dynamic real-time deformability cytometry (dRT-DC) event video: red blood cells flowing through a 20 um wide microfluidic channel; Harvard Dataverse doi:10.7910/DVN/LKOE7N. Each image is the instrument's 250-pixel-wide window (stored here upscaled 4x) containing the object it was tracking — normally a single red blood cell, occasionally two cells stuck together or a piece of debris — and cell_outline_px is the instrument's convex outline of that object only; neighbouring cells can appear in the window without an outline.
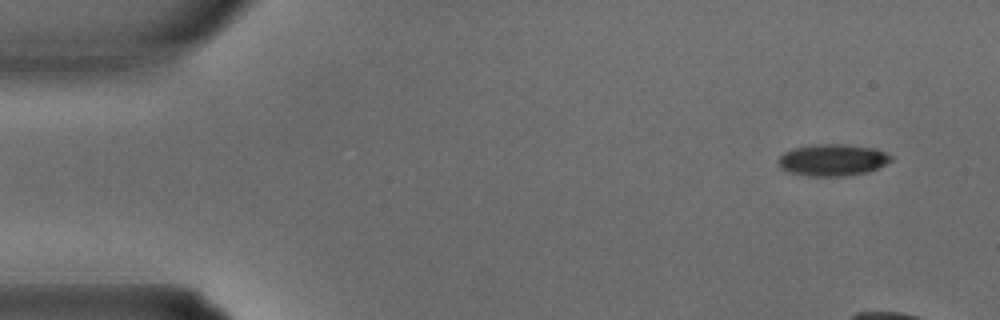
{"species": "common noctule bat (a hibernating species)", "species_latin": "Nyctalus noctula", "temperature_condition": "warm", "stored_images_in_passage": 5, "segment_of_instrument_passage": [1, 2], "camera_frame_rate_fps": 3000, "um_per_image_px": 0.085, "animal": {"sex": "male", "body_mass_g": 15.6}, "frame": {"image": 1, "passage_image": 1, "time_ms": 0.0, "image_size_px": [1000, 320], "cell_outline_px": [[892, 160], [868, 172], [840, 176], [808, 176], [788, 172], [780, 164], [780, 156], [784, 152], [796, 148], [820, 144], [840, 144], [872, 148], [884, 152], [892, 156]], "centroid_in_image_um": [70.78, 13.6], "position_along_channel_um": 14.2, "area_um2": 20.29}}
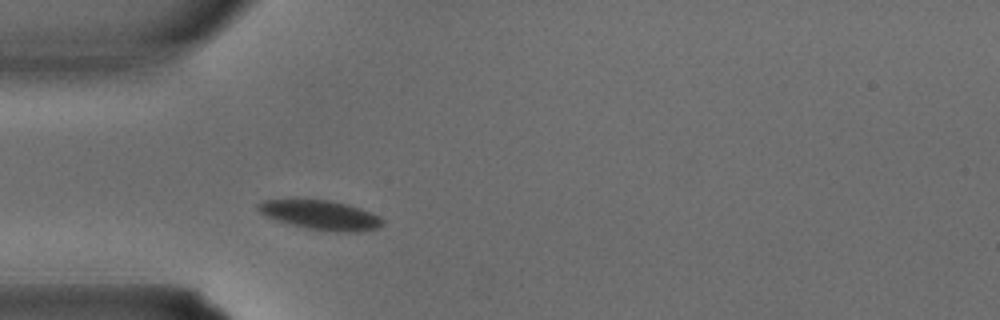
{"frame": {"image": 2, "passage_image": 4, "time_ms": 1.0, "image_size_px": [1000, 320], "cell_outline_px": [[384, 224], [376, 228], [356, 232], [336, 232], [308, 228], [292, 224], [268, 216], [260, 212], [256, 208], [256, 204], [264, 200], [328, 200], [348, 204], [360, 208], [380, 216], [384, 220]], "centroid_in_image_um": [27.31, 18.27], "position_along_channel_um": 57.7, "area_um2": 20.92}}